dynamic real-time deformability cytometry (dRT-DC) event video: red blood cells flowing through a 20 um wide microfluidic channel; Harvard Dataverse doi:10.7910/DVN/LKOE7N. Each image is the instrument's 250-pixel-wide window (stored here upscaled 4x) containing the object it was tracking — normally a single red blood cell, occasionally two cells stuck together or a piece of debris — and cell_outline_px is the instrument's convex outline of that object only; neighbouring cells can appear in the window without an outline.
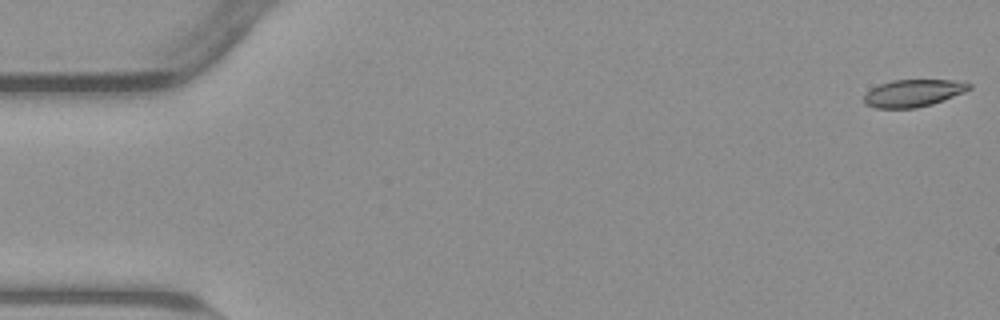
{"species": "common noctule bat (a hibernating species)", "species_latin": "Nyctalus noctula", "temperature_condition": "warm", "stored_images_in_passage": 9, "camera_frame_rate_fps": 3000, "um_per_image_px": 0.085, "animal": {"sex": "male", "body_mass_g": 23.1, "forearm_length_mm": 52.7}, "frame": {"image": 1, "passage_image": 1, "time_ms": 0.0, "image_size_px": [1000, 320], "cell_outline_px": [[972, 88], [964, 92], [944, 100], [932, 104], [916, 108], [876, 108], [864, 104], [864, 96], [872, 88], [880, 84], [892, 80], [952, 80], [972, 84]], "centroid_in_image_um": [77.63, 7.92], "position_along_channel_um": 7.4, "area_um2": 16.65}}